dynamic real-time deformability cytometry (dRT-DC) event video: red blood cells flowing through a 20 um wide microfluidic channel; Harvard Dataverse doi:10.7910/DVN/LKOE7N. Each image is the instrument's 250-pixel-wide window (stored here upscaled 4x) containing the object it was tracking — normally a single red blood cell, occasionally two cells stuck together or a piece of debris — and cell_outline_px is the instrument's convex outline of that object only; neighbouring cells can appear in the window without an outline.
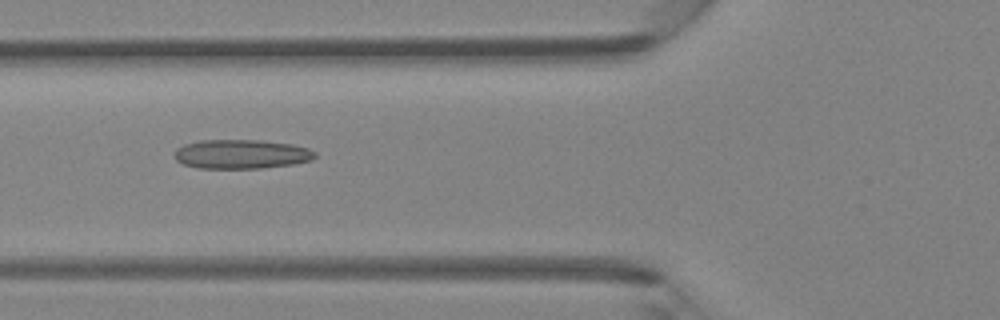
{"species": "Egyptian fruit bat (a non-hibernating species)", "species_latin": "Rousettus aegyptiacus", "temperature_condition": "room temperature", "stored_images_in_passage": 5, "camera_frame_rate_fps": 3000, "um_per_image_px": 0.085, "animal": {"sex": "female"}, "frame": {"image": 1, "passage_image": 5, "time_ms": 5.333, "image_size_px": [1000, 320], "cell_outline_px": [[316, 156], [312, 160], [292, 164], [264, 168], [196, 168], [184, 164], [176, 160], [172, 156], [176, 148], [184, 144], [200, 140], [260, 140], [292, 144], [308, 148], [316, 152]], "centroid_in_image_um": [20.49, 13.1], "position_along_channel_um": 105.3, "area_um2": 24.1}}